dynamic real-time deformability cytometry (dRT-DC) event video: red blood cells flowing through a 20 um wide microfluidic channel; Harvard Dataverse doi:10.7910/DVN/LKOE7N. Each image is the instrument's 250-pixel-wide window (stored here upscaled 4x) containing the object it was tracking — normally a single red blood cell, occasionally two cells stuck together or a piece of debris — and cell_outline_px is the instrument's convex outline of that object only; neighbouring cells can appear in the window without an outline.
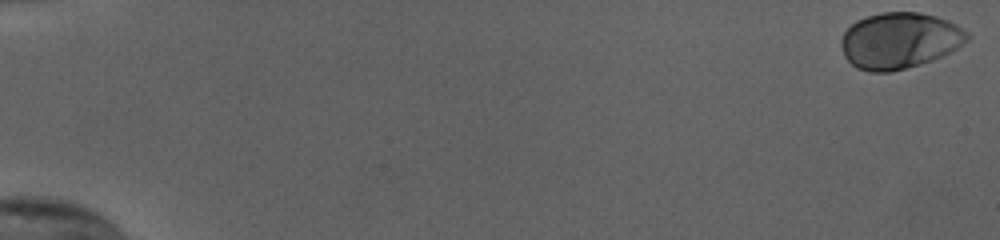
{"species": "human", "species_latin": "Homo sapiens", "temperature_condition": "cold", "stored_images_in_passage": 47, "camera_frame_rate_fps": 3000, "um_per_image_px": 0.085, "donor": {"sex": "female"}, "frame": {"image": 1, "passage_image": 1, "time_ms": 0.0, "image_size_px": [1000, 240], "cell_outline_px": [[972, 36], [968, 40], [956, 48], [932, 60], [920, 64], [892, 72], [868, 72], [856, 68], [844, 56], [840, 44], [840, 40], [844, 32], [856, 20], [868, 16], [884, 12], [920, 12], [936, 16], [948, 20], [956, 24], [968, 32]], "centroid_in_image_um": [76.45, 3.45], "position_along_channel_um": 8.5, "area_um2": 41.33}}
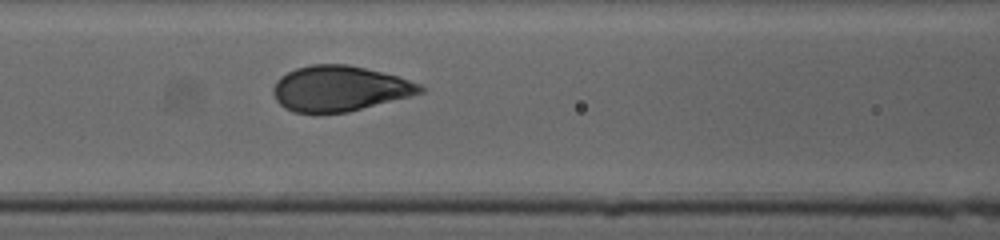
{"frame": {"image": 2, "passage_image": 26, "time_ms": 8.333, "image_size_px": [1000, 240], "cell_outline_px": [[428, 88], [424, 92], [348, 112], [292, 112], [284, 108], [276, 100], [272, 92], [272, 88], [276, 80], [280, 76], [296, 68], [312, 64], [348, 64], [396, 76], [420, 84]], "centroid_in_image_um": [28.83, 7.52], "position_along_channel_um": 137.8, "area_um2": 38.67}}
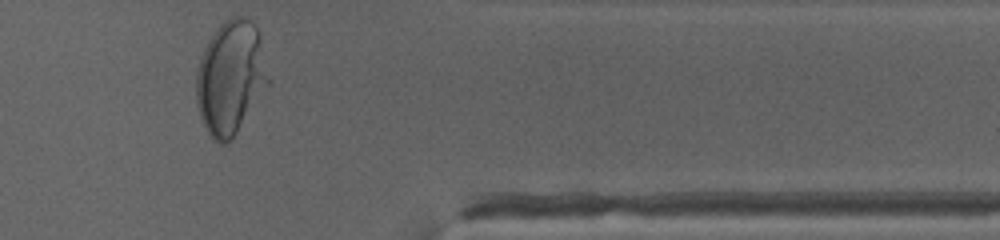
{"frame": {"image": 3, "passage_image": 47, "time_ms": 15.333, "image_size_px": [1000, 240], "cell_outline_px": [[272, 80], [228, 144], [220, 144], [212, 140], [200, 116], [196, 104], [196, 72], [204, 48], [208, 40], [216, 28], [224, 20], [232, 16], [240, 16], [248, 20], [260, 32]], "centroid_in_image_um": [19.62, 6.58], "position_along_channel_um": 391.8, "area_um2": 48.21}, "authors_computed_cell_mechanics": {"area_um2": 39.7664, "velocity_mm_per_s": 3.7974, "shape_relaxation_time_tau1_ms": 4.0484, "shape_relaxation_time_tau2_ms": null, "deformation_change_tau1": 0.1688, "deformation_change_tau2": null}}